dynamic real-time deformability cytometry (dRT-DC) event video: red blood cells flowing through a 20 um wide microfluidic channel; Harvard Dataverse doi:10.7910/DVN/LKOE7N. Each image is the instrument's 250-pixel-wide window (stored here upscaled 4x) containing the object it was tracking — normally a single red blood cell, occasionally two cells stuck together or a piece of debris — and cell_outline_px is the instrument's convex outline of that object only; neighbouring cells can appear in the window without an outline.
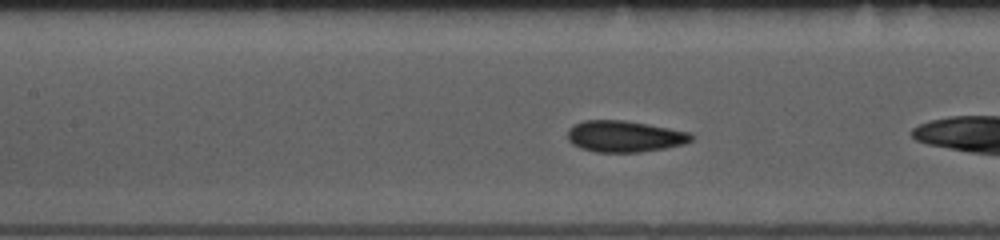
{"species": "common noctule bat (a hibernating species)", "species_latin": "Nyctalus noctula", "temperature_condition": "room temperature", "stored_images_in_passage": 17, "camera_frame_rate_fps": 3000, "um_per_image_px": 0.085, "animal": {"sex": "female", "body_mass_g": 10.0, "forearm_length_mm": 53.1}, "frame": {"image": 1, "passage_image": 8, "time_ms": 2.333, "image_size_px": [1000, 240], "cell_outline_px": [[696, 136], [692, 140], [684, 144], [664, 148], [640, 152], [596, 152], [580, 148], [572, 144], [568, 140], [568, 128], [572, 124], [584, 120], [624, 120], [648, 124], [692, 132]], "centroid_in_image_um": [53.09, 11.58], "position_along_channel_um": 154.3, "area_um2": 22.89}}
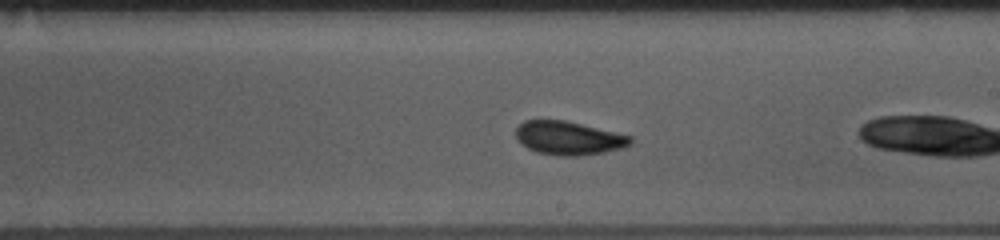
{"frame": {"image": 2, "passage_image": 15, "time_ms": 4.667, "image_size_px": [1000, 240], "cell_outline_px": [[632, 144], [624, 148], [604, 152], [576, 156], [560, 156], [536, 152], [520, 144], [516, 140], [516, 128], [524, 120], [564, 120], [632, 136]], "centroid_in_image_um": [48.32, 11.74], "position_along_channel_um": 240.7, "area_um2": 22.48}}